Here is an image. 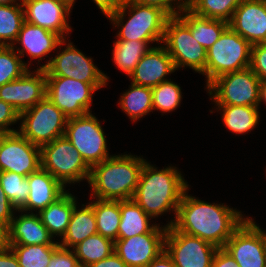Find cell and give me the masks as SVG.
I'll use <instances>...</instances> for the list:
<instances>
[{"label": "cell", "mask_w": 266, "mask_h": 267, "mask_svg": "<svg viewBox=\"0 0 266 267\" xmlns=\"http://www.w3.org/2000/svg\"><path fill=\"white\" fill-rule=\"evenodd\" d=\"M142 5L155 6L165 11L170 17L178 16L187 7L188 0H127ZM174 4V5H173Z\"/></svg>", "instance_id": "obj_40"}, {"label": "cell", "mask_w": 266, "mask_h": 267, "mask_svg": "<svg viewBox=\"0 0 266 267\" xmlns=\"http://www.w3.org/2000/svg\"><path fill=\"white\" fill-rule=\"evenodd\" d=\"M19 120L18 132L41 147L65 135L68 117L45 96L35 106L21 112Z\"/></svg>", "instance_id": "obj_7"}, {"label": "cell", "mask_w": 266, "mask_h": 267, "mask_svg": "<svg viewBox=\"0 0 266 267\" xmlns=\"http://www.w3.org/2000/svg\"><path fill=\"white\" fill-rule=\"evenodd\" d=\"M3 135H4V133L0 131V139H1V137H2Z\"/></svg>", "instance_id": "obj_54"}, {"label": "cell", "mask_w": 266, "mask_h": 267, "mask_svg": "<svg viewBox=\"0 0 266 267\" xmlns=\"http://www.w3.org/2000/svg\"><path fill=\"white\" fill-rule=\"evenodd\" d=\"M46 96L68 117L91 113L93 93L90 83L67 77H46Z\"/></svg>", "instance_id": "obj_12"}, {"label": "cell", "mask_w": 266, "mask_h": 267, "mask_svg": "<svg viewBox=\"0 0 266 267\" xmlns=\"http://www.w3.org/2000/svg\"><path fill=\"white\" fill-rule=\"evenodd\" d=\"M57 1L65 3L71 9L73 8L75 3V0H57Z\"/></svg>", "instance_id": "obj_52"}, {"label": "cell", "mask_w": 266, "mask_h": 267, "mask_svg": "<svg viewBox=\"0 0 266 267\" xmlns=\"http://www.w3.org/2000/svg\"><path fill=\"white\" fill-rule=\"evenodd\" d=\"M0 267H20L18 259L10 247L0 251Z\"/></svg>", "instance_id": "obj_47"}, {"label": "cell", "mask_w": 266, "mask_h": 267, "mask_svg": "<svg viewBox=\"0 0 266 267\" xmlns=\"http://www.w3.org/2000/svg\"><path fill=\"white\" fill-rule=\"evenodd\" d=\"M22 5L26 22L54 32L62 39H66L72 31L67 20L72 9L65 3L57 0H22Z\"/></svg>", "instance_id": "obj_18"}, {"label": "cell", "mask_w": 266, "mask_h": 267, "mask_svg": "<svg viewBox=\"0 0 266 267\" xmlns=\"http://www.w3.org/2000/svg\"><path fill=\"white\" fill-rule=\"evenodd\" d=\"M46 94L43 69H29L22 77L0 86V99L9 103L19 114L35 106Z\"/></svg>", "instance_id": "obj_17"}, {"label": "cell", "mask_w": 266, "mask_h": 267, "mask_svg": "<svg viewBox=\"0 0 266 267\" xmlns=\"http://www.w3.org/2000/svg\"><path fill=\"white\" fill-rule=\"evenodd\" d=\"M0 184L12 205L20 210L26 204L29 195L28 178L15 172L2 171Z\"/></svg>", "instance_id": "obj_36"}, {"label": "cell", "mask_w": 266, "mask_h": 267, "mask_svg": "<svg viewBox=\"0 0 266 267\" xmlns=\"http://www.w3.org/2000/svg\"><path fill=\"white\" fill-rule=\"evenodd\" d=\"M9 247V225L0 222V251L5 250Z\"/></svg>", "instance_id": "obj_49"}, {"label": "cell", "mask_w": 266, "mask_h": 267, "mask_svg": "<svg viewBox=\"0 0 266 267\" xmlns=\"http://www.w3.org/2000/svg\"><path fill=\"white\" fill-rule=\"evenodd\" d=\"M28 65L12 46H0V86L22 77Z\"/></svg>", "instance_id": "obj_38"}, {"label": "cell", "mask_w": 266, "mask_h": 267, "mask_svg": "<svg viewBox=\"0 0 266 267\" xmlns=\"http://www.w3.org/2000/svg\"><path fill=\"white\" fill-rule=\"evenodd\" d=\"M72 249L82 267H88L110 256L114 252V242L97 233L87 237Z\"/></svg>", "instance_id": "obj_32"}, {"label": "cell", "mask_w": 266, "mask_h": 267, "mask_svg": "<svg viewBox=\"0 0 266 267\" xmlns=\"http://www.w3.org/2000/svg\"><path fill=\"white\" fill-rule=\"evenodd\" d=\"M259 102V106L261 105V102H264V104L266 105V81L261 82Z\"/></svg>", "instance_id": "obj_50"}, {"label": "cell", "mask_w": 266, "mask_h": 267, "mask_svg": "<svg viewBox=\"0 0 266 267\" xmlns=\"http://www.w3.org/2000/svg\"><path fill=\"white\" fill-rule=\"evenodd\" d=\"M22 4L0 5V46H12L24 23Z\"/></svg>", "instance_id": "obj_33"}, {"label": "cell", "mask_w": 266, "mask_h": 267, "mask_svg": "<svg viewBox=\"0 0 266 267\" xmlns=\"http://www.w3.org/2000/svg\"><path fill=\"white\" fill-rule=\"evenodd\" d=\"M40 149L41 167L64 187L80 183L84 179L89 181L91 168L65 135L42 145Z\"/></svg>", "instance_id": "obj_6"}, {"label": "cell", "mask_w": 266, "mask_h": 267, "mask_svg": "<svg viewBox=\"0 0 266 267\" xmlns=\"http://www.w3.org/2000/svg\"><path fill=\"white\" fill-rule=\"evenodd\" d=\"M212 267H239L234 258L224 248H218L212 260Z\"/></svg>", "instance_id": "obj_44"}, {"label": "cell", "mask_w": 266, "mask_h": 267, "mask_svg": "<svg viewBox=\"0 0 266 267\" xmlns=\"http://www.w3.org/2000/svg\"><path fill=\"white\" fill-rule=\"evenodd\" d=\"M78 208L76 204L67 230L61 241L58 242L64 248H73L87 237L98 233L92 205L87 203Z\"/></svg>", "instance_id": "obj_26"}, {"label": "cell", "mask_w": 266, "mask_h": 267, "mask_svg": "<svg viewBox=\"0 0 266 267\" xmlns=\"http://www.w3.org/2000/svg\"><path fill=\"white\" fill-rule=\"evenodd\" d=\"M18 210L12 205L8 197L5 195L0 184V222L10 225V222Z\"/></svg>", "instance_id": "obj_43"}, {"label": "cell", "mask_w": 266, "mask_h": 267, "mask_svg": "<svg viewBox=\"0 0 266 267\" xmlns=\"http://www.w3.org/2000/svg\"><path fill=\"white\" fill-rule=\"evenodd\" d=\"M184 192L173 226L185 234L198 237L217 248H224L228 239L248 217L224 203L215 204Z\"/></svg>", "instance_id": "obj_1"}, {"label": "cell", "mask_w": 266, "mask_h": 267, "mask_svg": "<svg viewBox=\"0 0 266 267\" xmlns=\"http://www.w3.org/2000/svg\"><path fill=\"white\" fill-rule=\"evenodd\" d=\"M152 90V107L153 110H159L162 113H168L176 110L181 104L182 92L181 87L171 81H165L151 88Z\"/></svg>", "instance_id": "obj_37"}, {"label": "cell", "mask_w": 266, "mask_h": 267, "mask_svg": "<svg viewBox=\"0 0 266 267\" xmlns=\"http://www.w3.org/2000/svg\"><path fill=\"white\" fill-rule=\"evenodd\" d=\"M20 114L9 104L0 99V131L4 134L17 132L9 126L19 122Z\"/></svg>", "instance_id": "obj_42"}, {"label": "cell", "mask_w": 266, "mask_h": 267, "mask_svg": "<svg viewBox=\"0 0 266 267\" xmlns=\"http://www.w3.org/2000/svg\"><path fill=\"white\" fill-rule=\"evenodd\" d=\"M129 88L121 95L118 105L131 121L137 122L140 118L153 112L152 90L132 82Z\"/></svg>", "instance_id": "obj_29"}, {"label": "cell", "mask_w": 266, "mask_h": 267, "mask_svg": "<svg viewBox=\"0 0 266 267\" xmlns=\"http://www.w3.org/2000/svg\"><path fill=\"white\" fill-rule=\"evenodd\" d=\"M187 183L176 167L171 165L158 170L146 161L132 199L152 219L173 211L174 219L166 224L170 227L174 224L182 196L189 188Z\"/></svg>", "instance_id": "obj_2"}, {"label": "cell", "mask_w": 266, "mask_h": 267, "mask_svg": "<svg viewBox=\"0 0 266 267\" xmlns=\"http://www.w3.org/2000/svg\"><path fill=\"white\" fill-rule=\"evenodd\" d=\"M113 43V61L120 71L130 77L141 58L153 48L149 44L154 42L114 41Z\"/></svg>", "instance_id": "obj_31"}, {"label": "cell", "mask_w": 266, "mask_h": 267, "mask_svg": "<svg viewBox=\"0 0 266 267\" xmlns=\"http://www.w3.org/2000/svg\"><path fill=\"white\" fill-rule=\"evenodd\" d=\"M126 0H93L100 11L107 17L117 11Z\"/></svg>", "instance_id": "obj_45"}, {"label": "cell", "mask_w": 266, "mask_h": 267, "mask_svg": "<svg viewBox=\"0 0 266 267\" xmlns=\"http://www.w3.org/2000/svg\"><path fill=\"white\" fill-rule=\"evenodd\" d=\"M260 79L250 68L219 76L207 87L215 106L259 107Z\"/></svg>", "instance_id": "obj_8"}, {"label": "cell", "mask_w": 266, "mask_h": 267, "mask_svg": "<svg viewBox=\"0 0 266 267\" xmlns=\"http://www.w3.org/2000/svg\"><path fill=\"white\" fill-rule=\"evenodd\" d=\"M162 43L176 70L189 67L204 76L207 51L193 38L190 29L177 16L167 20Z\"/></svg>", "instance_id": "obj_11"}, {"label": "cell", "mask_w": 266, "mask_h": 267, "mask_svg": "<svg viewBox=\"0 0 266 267\" xmlns=\"http://www.w3.org/2000/svg\"><path fill=\"white\" fill-rule=\"evenodd\" d=\"M176 71L173 60L164 45L151 48L136 65L130 79L137 85L154 88L168 81L167 75Z\"/></svg>", "instance_id": "obj_21"}, {"label": "cell", "mask_w": 266, "mask_h": 267, "mask_svg": "<svg viewBox=\"0 0 266 267\" xmlns=\"http://www.w3.org/2000/svg\"><path fill=\"white\" fill-rule=\"evenodd\" d=\"M229 27L251 45L266 43V2L243 0L235 9Z\"/></svg>", "instance_id": "obj_19"}, {"label": "cell", "mask_w": 266, "mask_h": 267, "mask_svg": "<svg viewBox=\"0 0 266 267\" xmlns=\"http://www.w3.org/2000/svg\"><path fill=\"white\" fill-rule=\"evenodd\" d=\"M145 162L143 157L124 153L94 165L88 181L90 197L94 200L132 199Z\"/></svg>", "instance_id": "obj_3"}, {"label": "cell", "mask_w": 266, "mask_h": 267, "mask_svg": "<svg viewBox=\"0 0 266 267\" xmlns=\"http://www.w3.org/2000/svg\"><path fill=\"white\" fill-rule=\"evenodd\" d=\"M40 167V146L31 143L18 131L1 137L0 172L11 171L27 177Z\"/></svg>", "instance_id": "obj_16"}, {"label": "cell", "mask_w": 266, "mask_h": 267, "mask_svg": "<svg viewBox=\"0 0 266 267\" xmlns=\"http://www.w3.org/2000/svg\"><path fill=\"white\" fill-rule=\"evenodd\" d=\"M145 267H176L172 258L164 250L157 258Z\"/></svg>", "instance_id": "obj_48"}, {"label": "cell", "mask_w": 266, "mask_h": 267, "mask_svg": "<svg viewBox=\"0 0 266 267\" xmlns=\"http://www.w3.org/2000/svg\"><path fill=\"white\" fill-rule=\"evenodd\" d=\"M94 210L97 232L115 242L121 219L120 200L96 199L89 202Z\"/></svg>", "instance_id": "obj_30"}, {"label": "cell", "mask_w": 266, "mask_h": 267, "mask_svg": "<svg viewBox=\"0 0 266 267\" xmlns=\"http://www.w3.org/2000/svg\"><path fill=\"white\" fill-rule=\"evenodd\" d=\"M120 212L118 239L149 233L157 225L133 199L120 200Z\"/></svg>", "instance_id": "obj_27"}, {"label": "cell", "mask_w": 266, "mask_h": 267, "mask_svg": "<svg viewBox=\"0 0 266 267\" xmlns=\"http://www.w3.org/2000/svg\"><path fill=\"white\" fill-rule=\"evenodd\" d=\"M27 178L29 195L26 204L20 209L24 212L39 213L67 191L55 177L42 167L29 174Z\"/></svg>", "instance_id": "obj_22"}, {"label": "cell", "mask_w": 266, "mask_h": 267, "mask_svg": "<svg viewBox=\"0 0 266 267\" xmlns=\"http://www.w3.org/2000/svg\"><path fill=\"white\" fill-rule=\"evenodd\" d=\"M217 247L198 237L167 227L165 251L176 267H212Z\"/></svg>", "instance_id": "obj_13"}, {"label": "cell", "mask_w": 266, "mask_h": 267, "mask_svg": "<svg viewBox=\"0 0 266 267\" xmlns=\"http://www.w3.org/2000/svg\"><path fill=\"white\" fill-rule=\"evenodd\" d=\"M59 245L10 244L20 267H47Z\"/></svg>", "instance_id": "obj_35"}, {"label": "cell", "mask_w": 266, "mask_h": 267, "mask_svg": "<svg viewBox=\"0 0 266 267\" xmlns=\"http://www.w3.org/2000/svg\"><path fill=\"white\" fill-rule=\"evenodd\" d=\"M243 0H188L187 8L196 15L229 22Z\"/></svg>", "instance_id": "obj_34"}, {"label": "cell", "mask_w": 266, "mask_h": 267, "mask_svg": "<svg viewBox=\"0 0 266 267\" xmlns=\"http://www.w3.org/2000/svg\"><path fill=\"white\" fill-rule=\"evenodd\" d=\"M157 224L149 233L114 242V252L128 267H145L165 250L167 226Z\"/></svg>", "instance_id": "obj_15"}, {"label": "cell", "mask_w": 266, "mask_h": 267, "mask_svg": "<svg viewBox=\"0 0 266 267\" xmlns=\"http://www.w3.org/2000/svg\"><path fill=\"white\" fill-rule=\"evenodd\" d=\"M222 113L224 125L234 134L251 132L260 122L259 107L253 106H216ZM222 111V112H221Z\"/></svg>", "instance_id": "obj_28"}, {"label": "cell", "mask_w": 266, "mask_h": 267, "mask_svg": "<svg viewBox=\"0 0 266 267\" xmlns=\"http://www.w3.org/2000/svg\"><path fill=\"white\" fill-rule=\"evenodd\" d=\"M16 44L20 46L17 48ZM63 44L64 39L58 34L24 21L12 47L21 58L27 54L33 60L38 59L39 64L43 57H48L53 50L62 48Z\"/></svg>", "instance_id": "obj_20"}, {"label": "cell", "mask_w": 266, "mask_h": 267, "mask_svg": "<svg viewBox=\"0 0 266 267\" xmlns=\"http://www.w3.org/2000/svg\"><path fill=\"white\" fill-rule=\"evenodd\" d=\"M47 267H82L73 249L58 246Z\"/></svg>", "instance_id": "obj_41"}, {"label": "cell", "mask_w": 266, "mask_h": 267, "mask_svg": "<svg viewBox=\"0 0 266 267\" xmlns=\"http://www.w3.org/2000/svg\"><path fill=\"white\" fill-rule=\"evenodd\" d=\"M224 249L239 267H266V247L262 229L248 217L226 242Z\"/></svg>", "instance_id": "obj_14"}, {"label": "cell", "mask_w": 266, "mask_h": 267, "mask_svg": "<svg viewBox=\"0 0 266 267\" xmlns=\"http://www.w3.org/2000/svg\"><path fill=\"white\" fill-rule=\"evenodd\" d=\"M65 136L90 168L112 156L108 153L101 122L92 112L68 118Z\"/></svg>", "instance_id": "obj_10"}, {"label": "cell", "mask_w": 266, "mask_h": 267, "mask_svg": "<svg viewBox=\"0 0 266 267\" xmlns=\"http://www.w3.org/2000/svg\"><path fill=\"white\" fill-rule=\"evenodd\" d=\"M249 68L261 82L266 81V43L252 45Z\"/></svg>", "instance_id": "obj_39"}, {"label": "cell", "mask_w": 266, "mask_h": 267, "mask_svg": "<svg viewBox=\"0 0 266 267\" xmlns=\"http://www.w3.org/2000/svg\"><path fill=\"white\" fill-rule=\"evenodd\" d=\"M17 1L21 2L22 0H0V5H16V4H22V2L19 3Z\"/></svg>", "instance_id": "obj_51"}, {"label": "cell", "mask_w": 266, "mask_h": 267, "mask_svg": "<svg viewBox=\"0 0 266 267\" xmlns=\"http://www.w3.org/2000/svg\"><path fill=\"white\" fill-rule=\"evenodd\" d=\"M252 45L228 27L207 51L206 87L221 75L250 67Z\"/></svg>", "instance_id": "obj_5"}, {"label": "cell", "mask_w": 266, "mask_h": 267, "mask_svg": "<svg viewBox=\"0 0 266 267\" xmlns=\"http://www.w3.org/2000/svg\"><path fill=\"white\" fill-rule=\"evenodd\" d=\"M65 48L47 63L37 69L45 70L46 77H67L92 84L97 90L106 87L109 77L98 69L91 57H87L72 42L66 43Z\"/></svg>", "instance_id": "obj_9"}, {"label": "cell", "mask_w": 266, "mask_h": 267, "mask_svg": "<svg viewBox=\"0 0 266 267\" xmlns=\"http://www.w3.org/2000/svg\"><path fill=\"white\" fill-rule=\"evenodd\" d=\"M76 201V197L67 190L55 202L38 213L42 223L53 237L57 236L61 239L65 234L73 209L78 203Z\"/></svg>", "instance_id": "obj_25"}, {"label": "cell", "mask_w": 266, "mask_h": 267, "mask_svg": "<svg viewBox=\"0 0 266 267\" xmlns=\"http://www.w3.org/2000/svg\"><path fill=\"white\" fill-rule=\"evenodd\" d=\"M21 214L13 216L9 225L10 244L20 245H59L42 223L38 213L18 210ZM54 238V239H53Z\"/></svg>", "instance_id": "obj_23"}, {"label": "cell", "mask_w": 266, "mask_h": 267, "mask_svg": "<svg viewBox=\"0 0 266 267\" xmlns=\"http://www.w3.org/2000/svg\"><path fill=\"white\" fill-rule=\"evenodd\" d=\"M191 31L193 38L206 51L220 38L229 27V22L221 19H210L196 15L187 7L177 16Z\"/></svg>", "instance_id": "obj_24"}, {"label": "cell", "mask_w": 266, "mask_h": 267, "mask_svg": "<svg viewBox=\"0 0 266 267\" xmlns=\"http://www.w3.org/2000/svg\"><path fill=\"white\" fill-rule=\"evenodd\" d=\"M262 234L264 237V242H265V247H266V231H264L263 229H262Z\"/></svg>", "instance_id": "obj_53"}, {"label": "cell", "mask_w": 266, "mask_h": 267, "mask_svg": "<svg viewBox=\"0 0 266 267\" xmlns=\"http://www.w3.org/2000/svg\"><path fill=\"white\" fill-rule=\"evenodd\" d=\"M126 13L127 21L124 20L127 18ZM107 18L119 29L116 41L156 42L159 45L163 42L165 26L170 16L158 7L126 0Z\"/></svg>", "instance_id": "obj_4"}, {"label": "cell", "mask_w": 266, "mask_h": 267, "mask_svg": "<svg viewBox=\"0 0 266 267\" xmlns=\"http://www.w3.org/2000/svg\"><path fill=\"white\" fill-rule=\"evenodd\" d=\"M88 267H128L121 258L113 252L110 256L95 262Z\"/></svg>", "instance_id": "obj_46"}]
</instances>
